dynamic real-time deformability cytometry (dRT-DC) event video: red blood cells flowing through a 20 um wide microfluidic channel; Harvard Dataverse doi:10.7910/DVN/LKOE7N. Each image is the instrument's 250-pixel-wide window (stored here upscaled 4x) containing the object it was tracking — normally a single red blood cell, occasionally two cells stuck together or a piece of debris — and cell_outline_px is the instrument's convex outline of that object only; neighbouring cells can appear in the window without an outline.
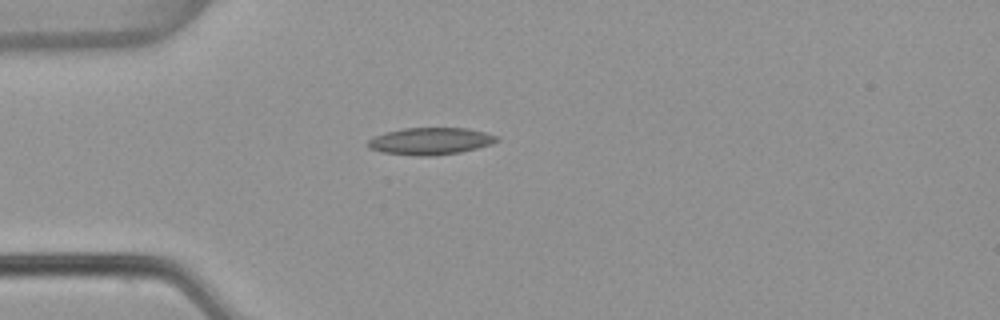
{"species": "common noctule bat (a hibernating species)", "species_latin": "Nyctalus noctula", "temperature_condition": "warm", "stored_images_in_passage": 40, "camera_frame_rate_fps": 3000, "um_per_image_px": 0.085, "animal": {"sex": "female", "body_mass_g": 22.7, "forearm_length_mm": 54.2}, "frame": {"image": 1, "passage_image": 1, "time_ms": 0.0, "image_size_px": [1000, 320], "cell_outline_px": [[500, 140], [492, 144], [460, 152], [432, 156], [416, 156], [380, 152], [368, 148], [368, 140], [376, 136], [388, 132], [404, 128], [468, 128], [500, 136]], "centroid_in_image_um": [36.62, 12.0], "position_along_channel_um": 48.4, "area_um2": 20.35}}
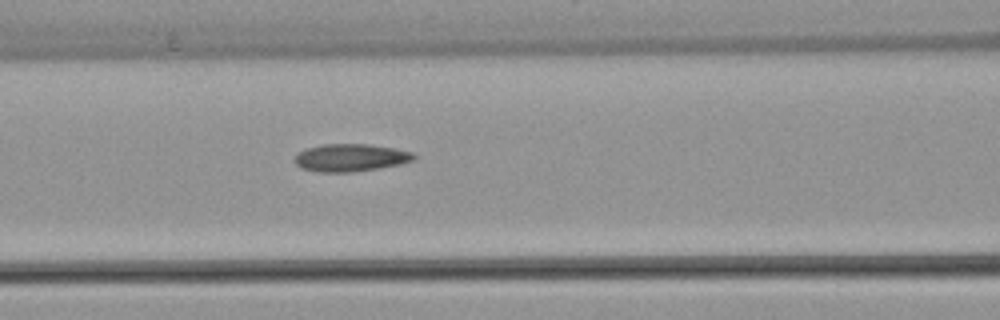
{"frame": {"image": 2, "passage_image": 9, "time_ms": 2.667, "image_size_px": [1000, 320], "cell_outline_px": [[416, 160], [400, 164], [380, 168], [352, 172], [320, 172], [300, 168], [292, 160], [300, 152], [308, 148], [324, 144], [368, 144], [392, 148], [412, 152], [416, 156]], "centroid_in_image_um": [29.81, 13.41], "position_along_channel_um": 136.8, "area_um2": 19.13}}
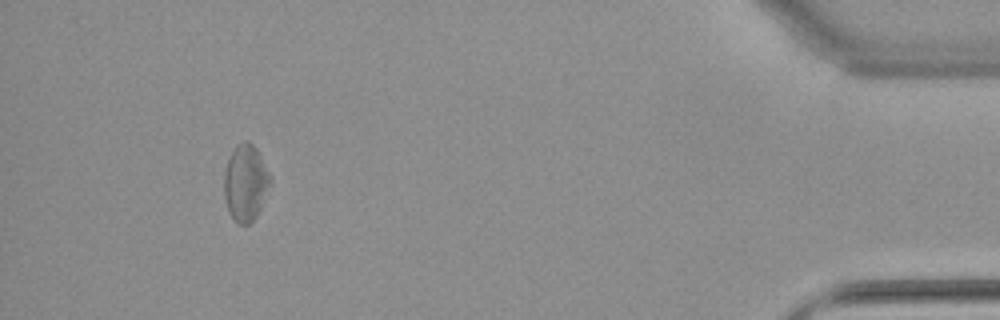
{"frame": {"image": 3, "passage_image": 36, "time_ms": 11.667, "image_size_px": [1000, 320], "cell_outline_px": [[272, 180], [260, 208], [256, 216], [248, 224], [240, 224], [228, 212], [224, 196], [224, 172], [228, 160], [236, 144], [244, 140], [248, 140], [256, 148], [272, 176]], "centroid_in_image_um": [20.87, 15.5], "position_along_channel_um": 414.3, "area_um2": 20.52}, "authors_computed_cell_mechanics": {"area_um2": 19.3341, "velocity_mm_per_s": 3.8218, "shape_relaxation_time_tau1_ms": null, "shape_relaxation_time_tau2_ms": 5.4228, "deformation_change_tau1": null, "deformation_change_tau2": 0.1553}}